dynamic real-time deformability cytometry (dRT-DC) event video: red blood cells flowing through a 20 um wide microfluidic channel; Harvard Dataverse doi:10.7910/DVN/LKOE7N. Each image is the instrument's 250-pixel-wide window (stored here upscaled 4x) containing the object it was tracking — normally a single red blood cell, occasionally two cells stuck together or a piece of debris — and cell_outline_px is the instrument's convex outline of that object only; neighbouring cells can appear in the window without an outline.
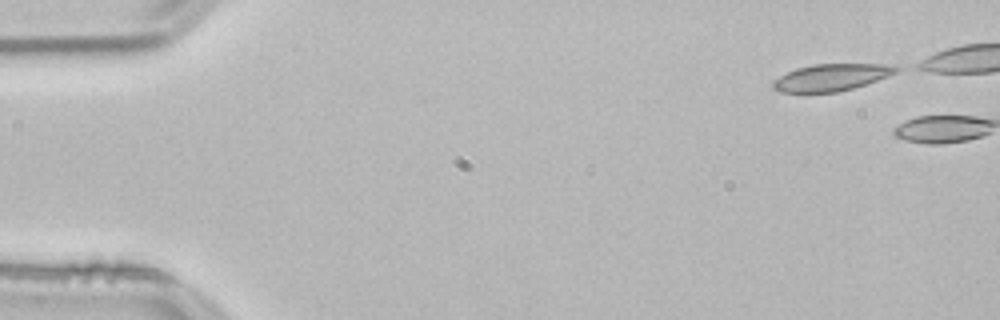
{"species": "common noctule bat (a hibernating species)", "species_latin": "Nyctalus noctula", "temperature_condition": "room temperature", "stored_images_in_passage": 2, "camera_frame_rate_fps": 3000, "um_per_image_px": 0.085, "animal": {"sex": "male", "body_mass_g": 21.5, "forearm_length_mm": 52.0}, "frame": {"image": 1, "passage_image": 1, "time_ms": 0.0, "image_size_px": [1000, 320], "cell_outline_px": [[904, 68], [888, 76], [852, 88], [836, 92], [804, 96], [780, 92], [772, 88], [772, 80], [796, 68], [812, 64], [888, 64]], "centroid_in_image_um": [70.57, 6.62], "position_along_channel_um": 14.4, "area_um2": 20.06}}